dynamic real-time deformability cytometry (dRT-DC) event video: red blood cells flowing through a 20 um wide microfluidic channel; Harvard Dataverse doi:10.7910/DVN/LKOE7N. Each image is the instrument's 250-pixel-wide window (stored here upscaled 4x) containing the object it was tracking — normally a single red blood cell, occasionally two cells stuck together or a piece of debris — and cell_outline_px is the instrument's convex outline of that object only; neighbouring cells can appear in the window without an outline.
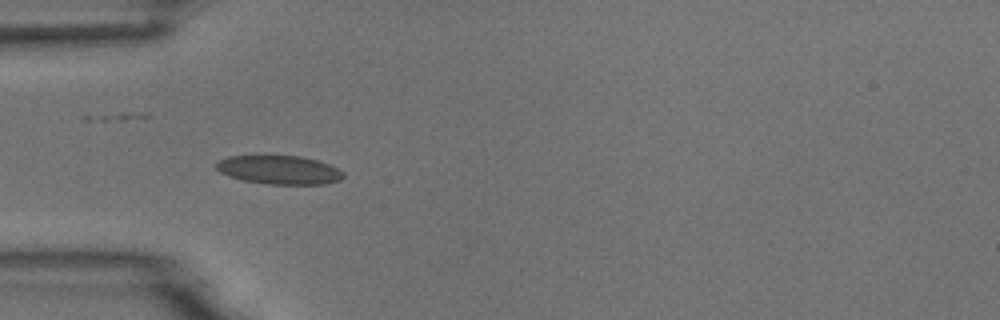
{"species": "common noctule bat (a hibernating species)", "species_latin": "Nyctalus noctula", "temperature_condition": "room temperature", "stored_images_in_passage": 5, "camera_frame_rate_fps": 3000, "um_per_image_px": 0.085, "animal": {"sex": "male", "body_mass_g": 18.8}, "frame": {"image": 1, "passage_image": 4, "time_ms": 1.0, "image_size_px": [1000, 320], "cell_outline_px": [[344, 176], [340, 180], [324, 184], [268, 184], [244, 180], [228, 176], [220, 172], [216, 168], [216, 164], [220, 160], [228, 156], [300, 156], [316, 160], [328, 164], [344, 172]], "centroid_in_image_um": [23.74, 14.44], "position_along_channel_um": 61.3, "area_um2": 21.04}}